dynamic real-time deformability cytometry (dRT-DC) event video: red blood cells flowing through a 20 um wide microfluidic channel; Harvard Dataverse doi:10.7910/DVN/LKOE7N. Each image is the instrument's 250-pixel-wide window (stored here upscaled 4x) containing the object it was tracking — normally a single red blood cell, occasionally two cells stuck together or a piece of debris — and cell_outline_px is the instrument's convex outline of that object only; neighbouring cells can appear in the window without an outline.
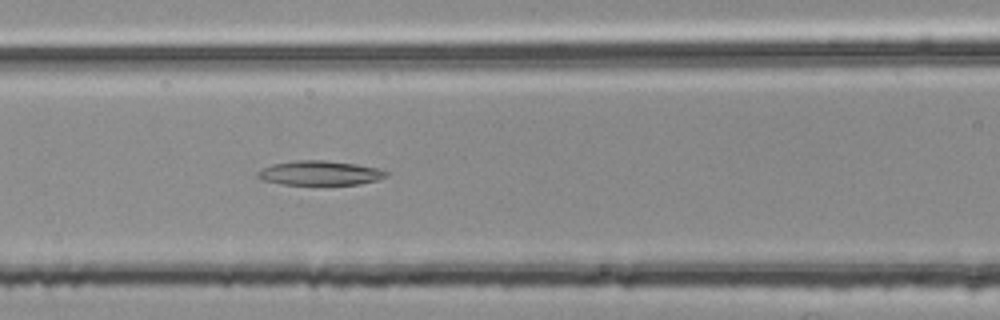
{"species": "common noctule bat (a hibernating species)", "species_latin": "Nyctalus noctula", "temperature_condition": "room temperature", "stored_images_in_passage": 36, "camera_frame_rate_fps": 3000, "um_per_image_px": 0.085, "animal": {"sex": "female", "body_mass_g": 25.1}, "frame": {"image": 1, "passage_image": 12, "time_ms": 3.667, "image_size_px": [1000, 320], "cell_outline_px": [[388, 176], [376, 180], [360, 184], [280, 184], [260, 180], [256, 176], [256, 172], [272, 164], [296, 160], [324, 160], [356, 164], [380, 168], [388, 172]], "centroid_in_image_um": [27.17, 14.7], "position_along_channel_um": 139.4, "area_um2": 18.32}}
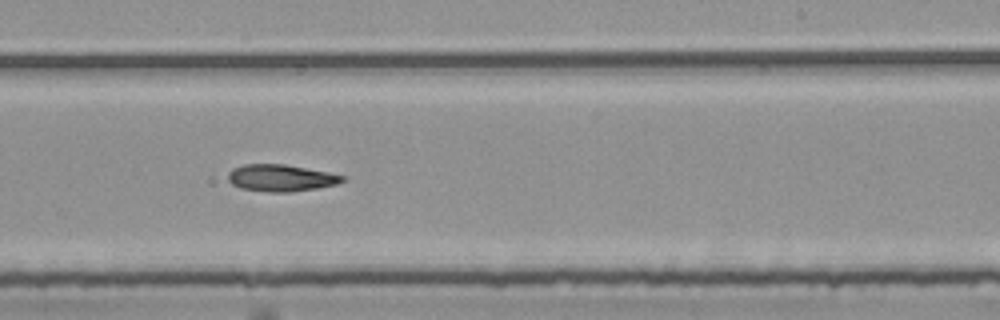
{"frame": {"image": 2, "passage_image": 22, "time_ms": 7.0, "image_size_px": [1000, 320], "cell_outline_px": [[344, 180], [336, 184], [316, 188], [288, 192], [268, 192], [240, 188], [232, 184], [228, 180], [228, 172], [232, 168], [244, 164], [284, 164], [328, 172], [344, 176]], "centroid_in_image_um": [23.83, 15.12], "position_along_channel_um": 265.2, "area_um2": 17.8}}
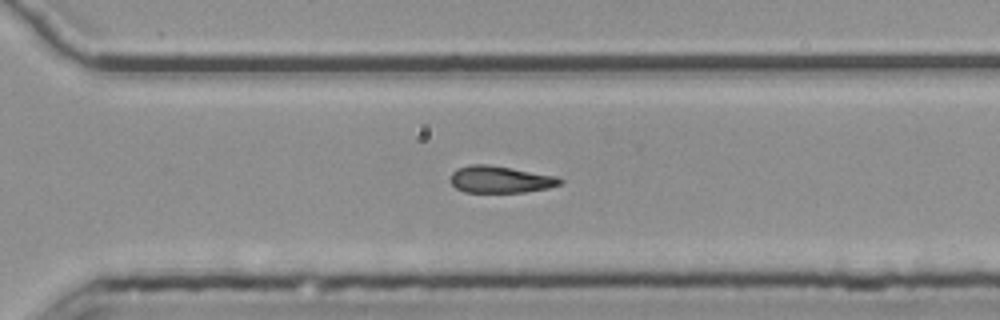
{"frame": {"image": 3, "passage_image": 27, "time_ms": 8.667, "image_size_px": [1000, 320], "cell_outline_px": [[564, 180], [560, 184], [548, 188], [524, 192], [464, 192], [456, 188], [452, 184], [452, 172], [456, 168], [468, 164], [488, 164], [512, 168], [556, 176]], "centroid_in_image_um": [42.51, 15.24], "position_along_channel_um": 328.1, "area_um2": 17.17}}